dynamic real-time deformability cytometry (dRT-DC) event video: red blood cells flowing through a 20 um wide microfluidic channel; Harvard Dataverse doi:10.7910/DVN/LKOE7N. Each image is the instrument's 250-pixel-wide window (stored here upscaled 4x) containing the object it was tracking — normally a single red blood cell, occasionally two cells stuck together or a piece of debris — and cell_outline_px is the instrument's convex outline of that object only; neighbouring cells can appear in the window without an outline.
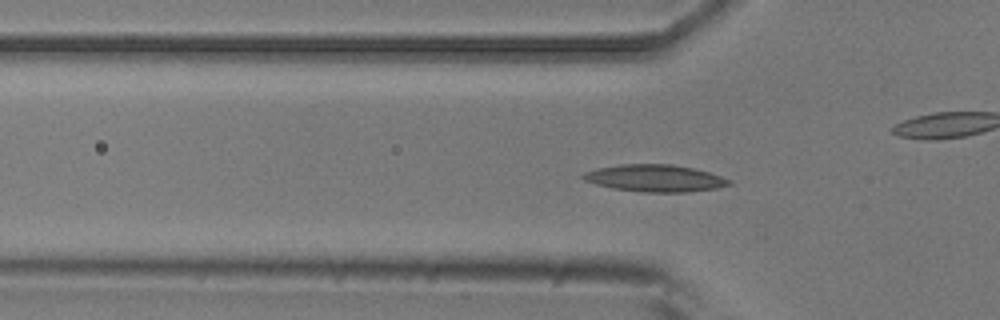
{"species": "common noctule bat (a hibernating species)", "species_latin": "Nyctalus noctula", "temperature_condition": "room temperature", "stored_images_in_passage": 55, "camera_frame_rate_fps": 3000, "um_per_image_px": 0.085, "animal": {"sex": "male", "body_mass_g": 20.5, "forearm_length_mm": 52.5}, "frame": {"image": 1, "passage_image": 17, "time_ms": 5.333, "image_size_px": [1000, 320], "cell_outline_px": [[732, 184], [716, 188], [688, 192], [640, 192], [612, 188], [596, 184], [584, 180], [580, 176], [584, 172], [596, 168], [620, 164], [672, 164], [692, 168], [708, 172], [732, 180]], "centroid_in_image_um": [55.64, 15.15], "position_along_channel_um": 70.2, "area_um2": 23.06}}
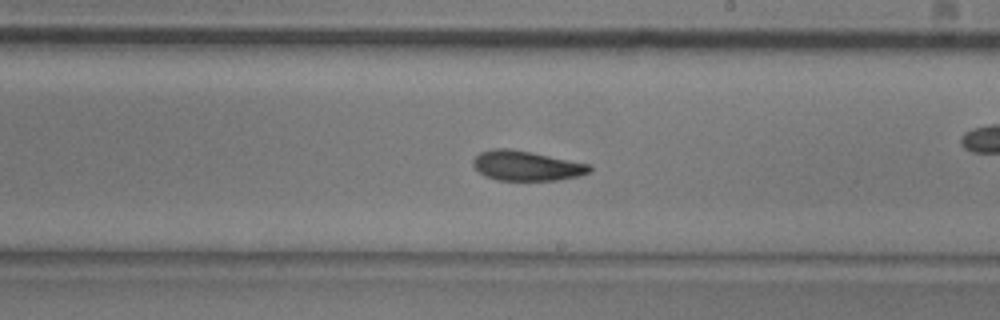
{"frame": {"image": 2, "passage_image": 31, "time_ms": 10.0, "image_size_px": [1000, 320], "cell_outline_px": [[592, 172], [580, 176], [560, 180], [496, 180], [484, 176], [472, 164], [472, 160], [480, 152], [492, 148], [508, 148], [532, 152], [592, 164]], "centroid_in_image_um": [44.79, 14.09], "position_along_channel_um": 244.2, "area_um2": 20.58}}
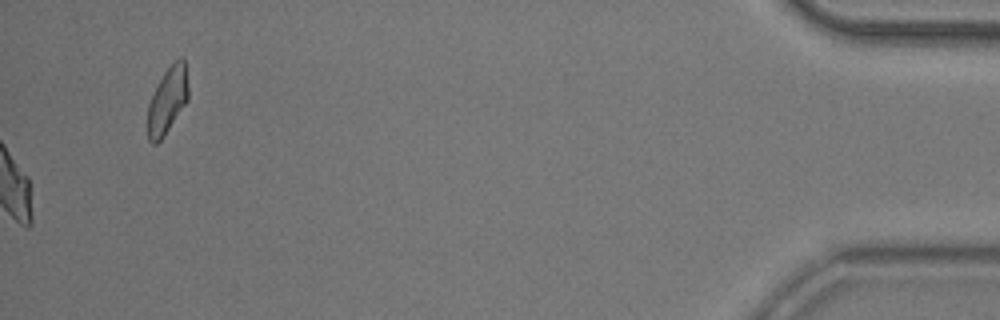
{"frame": {"image": 3, "passage_image": 55, "time_ms": 18.0, "image_size_px": [1000, 320], "cell_outline_px": [[188, 100], [164, 136], [156, 144], [152, 144], [148, 140], [148, 104], [164, 72], [180, 56], [184, 56], [188, 88]], "centroid_in_image_um": [14.24, 8.54], "position_along_channel_um": 421.0, "area_um2": 15.55}, "authors_computed_cell_mechanics": {"area_um2": 20.6346, "velocity_mm_per_s": 3.7041, "shape_relaxation_time_tau1_ms": 4.6811, "shape_relaxation_time_tau2_ms": 3.1494, "deformation_change_tau1": 0.1487, "deformation_change_tau2": 0.095}}